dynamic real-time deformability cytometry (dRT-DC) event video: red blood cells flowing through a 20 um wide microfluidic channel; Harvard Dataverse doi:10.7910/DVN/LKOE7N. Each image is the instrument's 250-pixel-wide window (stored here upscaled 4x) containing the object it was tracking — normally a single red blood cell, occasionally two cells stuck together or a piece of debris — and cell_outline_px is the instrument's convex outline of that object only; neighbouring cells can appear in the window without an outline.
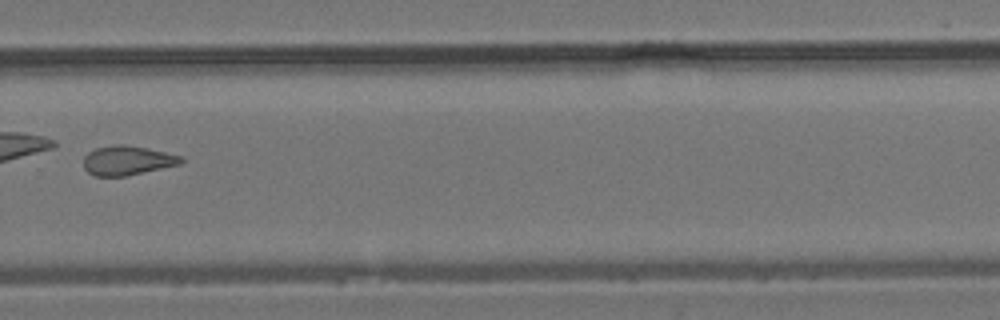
{"species": "common noctule bat (a hibernating species)", "species_latin": "Nyctalus noctula", "temperature_condition": "room temperature", "stored_images_in_passage": 27, "camera_frame_rate_fps": 3000, "um_per_image_px": 0.085, "animal": {"sex": "male", "body_mass_g": 19.2, "forearm_length_mm": 51.8}, "frame": {"image": 1, "passage_image": 16, "time_ms": 5.0, "image_size_px": [1000, 320], "cell_outline_px": [[184, 160], [180, 164], [128, 176], [96, 176], [88, 172], [84, 168], [84, 156], [88, 152], [96, 148], [120, 144], [124, 144], [148, 148], [184, 156]], "centroid_in_image_um": [10.85, 13.64], "position_along_channel_um": 319.0, "area_um2": 16.76}}